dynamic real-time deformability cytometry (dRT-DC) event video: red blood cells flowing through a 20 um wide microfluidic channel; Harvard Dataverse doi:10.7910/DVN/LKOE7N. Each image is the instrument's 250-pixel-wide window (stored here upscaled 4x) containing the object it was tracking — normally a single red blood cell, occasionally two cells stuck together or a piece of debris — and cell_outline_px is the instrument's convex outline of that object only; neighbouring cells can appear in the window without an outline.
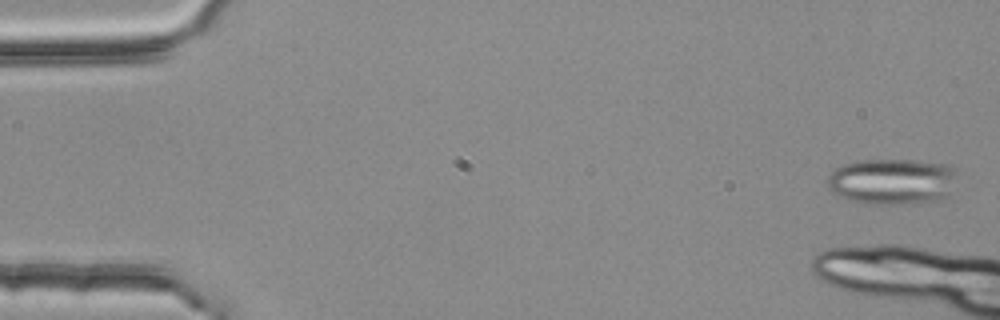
{"species": "common noctule bat (a hibernating species)", "species_latin": "Nyctalus noctula", "temperature_condition": "room temperature", "stored_images_in_passage": 2, "camera_frame_rate_fps": 3000, "um_per_image_px": 0.085, "animal": {"sex": "female", "body_mass_g": 25.1}, "frame": {"image": 1, "passage_image": 1, "time_ms": 0.0, "image_size_px": [1000, 320], "cell_outline_px": [[956, 168], [948, 192], [940, 200], [912, 204], [864, 204], [848, 200], [832, 192], [828, 188], [828, 176], [836, 168], [844, 164], [864, 160], [912, 160], [952, 164]], "centroid_in_image_um": [75.8, 15.43], "position_along_channel_um": 9.2, "area_um2": 34.8}}